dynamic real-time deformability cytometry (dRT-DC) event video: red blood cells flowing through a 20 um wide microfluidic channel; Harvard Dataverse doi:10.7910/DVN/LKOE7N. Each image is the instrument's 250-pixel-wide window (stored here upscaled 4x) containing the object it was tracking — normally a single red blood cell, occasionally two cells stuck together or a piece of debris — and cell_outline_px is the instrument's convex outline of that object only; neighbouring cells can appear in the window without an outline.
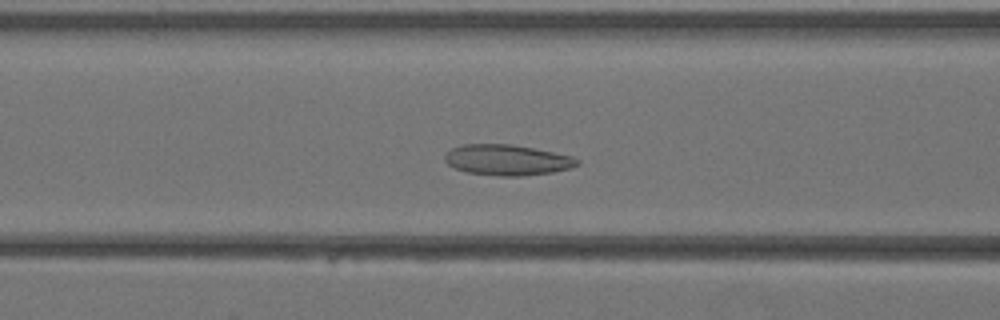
{"species": "Egyptian fruit bat (a non-hibernating species)", "species_latin": "Rousettus aegyptiacus", "temperature_condition": "warm", "stored_images_in_passage": 37, "camera_frame_rate_fps": 3000, "um_per_image_px": 0.085, "animal": {"sex": "female"}, "frame": {"image": 1, "passage_image": 12, "time_ms": 3.667, "image_size_px": [1000, 320], "cell_outline_px": [[580, 164], [568, 168], [552, 172], [520, 176], [500, 176], [468, 172], [456, 168], [448, 164], [444, 160], [444, 156], [452, 148], [460, 144], [512, 144], [572, 156], [580, 160]], "centroid_in_image_um": [43.09, 13.59], "position_along_channel_um": 123.5, "area_um2": 23.47}}
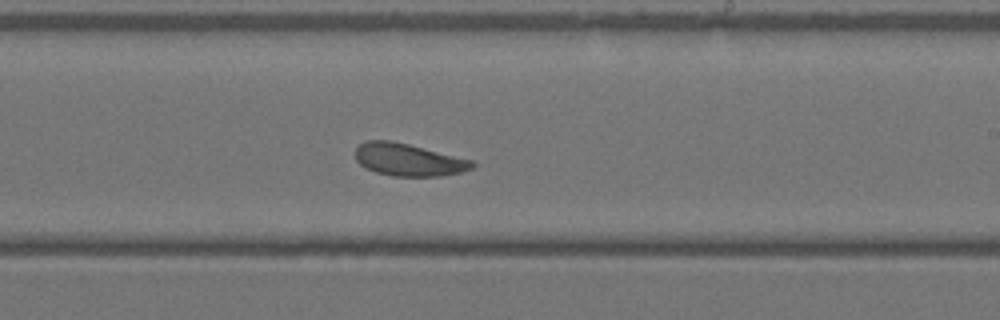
{"frame": {"image": 2, "passage_image": 20, "time_ms": 6.333, "image_size_px": [1000, 320], "cell_outline_px": [[476, 164], [472, 168], [460, 172], [440, 176], [392, 176], [376, 172], [364, 168], [356, 160], [356, 148], [364, 140], [392, 140], [472, 160]], "centroid_in_image_um": [34.68, 13.57], "position_along_channel_um": 254.3, "area_um2": 22.02}}
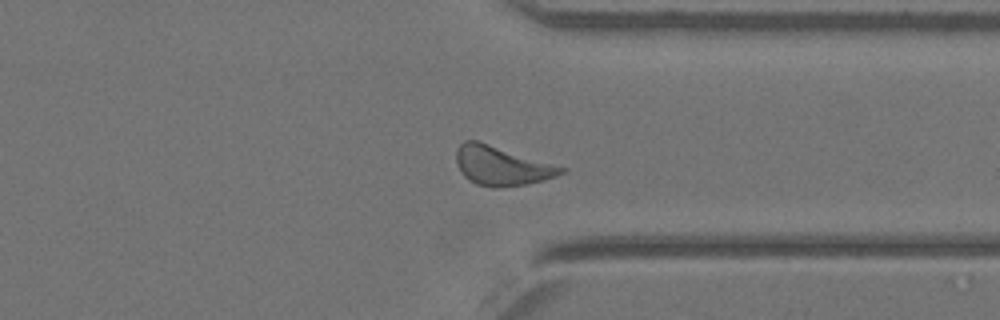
{"frame": {"image": 3, "passage_image": 27, "time_ms": 8.667, "image_size_px": [1000, 320], "cell_outline_px": [[568, 172], [544, 180], [524, 184], [496, 188], [492, 188], [476, 184], [468, 180], [460, 172], [456, 164], [456, 148], [464, 140], [476, 140], [568, 168]], "centroid_in_image_um": [42.63, 14.1], "position_along_channel_um": 368.8, "area_um2": 24.1}}